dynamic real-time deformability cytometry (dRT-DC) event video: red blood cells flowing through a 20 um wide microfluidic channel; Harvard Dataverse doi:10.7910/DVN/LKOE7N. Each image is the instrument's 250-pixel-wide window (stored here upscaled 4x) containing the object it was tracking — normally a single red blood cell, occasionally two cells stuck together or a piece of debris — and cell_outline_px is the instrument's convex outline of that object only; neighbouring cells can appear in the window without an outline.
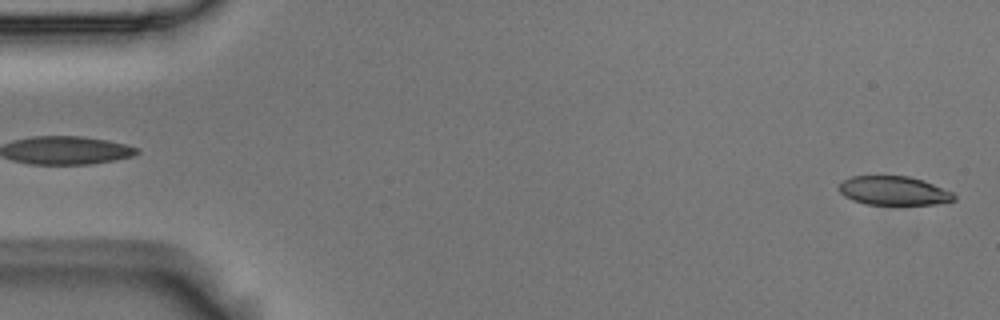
{"species": "Egyptian fruit bat (a non-hibernating species)", "species_latin": "Rousettus aegyptiacus", "temperature_condition": "room temperature", "stored_images_in_passage": 6, "segment_of_instrument_passage": [2, 2], "camera_frame_rate_fps": 3000, "um_per_image_px": 0.085, "animal": {"sex": "male"}, "frame": {"image": 1, "passage_image": 6, "time_ms": 1.667, "image_size_px": [1000, 320], "cell_outline_px": [[956, 200], [936, 204], [868, 204], [852, 200], [844, 196], [840, 192], [840, 184], [844, 180], [852, 176], [908, 176], [924, 180], [952, 192], [956, 196]], "centroid_in_image_um": [75.99, 16.21], "position_along_channel_um": 9.0, "area_um2": 19.25}}